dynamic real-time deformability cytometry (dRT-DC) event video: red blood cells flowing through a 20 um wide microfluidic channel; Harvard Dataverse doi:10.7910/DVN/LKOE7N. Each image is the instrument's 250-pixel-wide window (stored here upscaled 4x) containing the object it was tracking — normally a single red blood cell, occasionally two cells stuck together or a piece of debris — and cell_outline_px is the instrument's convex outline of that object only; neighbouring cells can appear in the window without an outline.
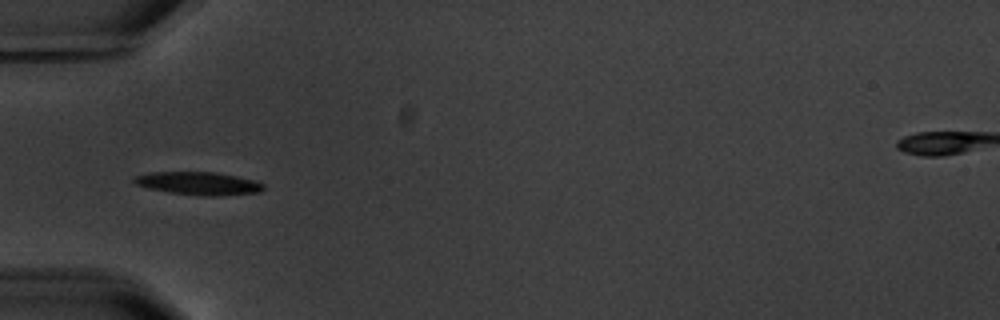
{"species": "common noctule bat (a hibernating species)", "species_latin": "Nyctalus noctula", "temperature_condition": "warm", "stored_images_in_passage": 7, "camera_frame_rate_fps": 3000, "um_per_image_px": 0.085, "animal": {"sex": "male", "body_mass_g": 20.1, "forearm_length_mm": 53.5}, "frame": {"image": 1, "passage_image": 7, "time_ms": 7.333, "image_size_px": [1000, 320], "cell_outline_px": [[264, 188], [260, 192], [220, 196], [200, 196], [172, 192], [148, 188], [136, 184], [132, 180], [136, 176], [152, 172], [216, 172], [256, 180], [264, 184]], "centroid_in_image_um": [16.93, 15.59], "position_along_channel_um": 68.1, "area_um2": 17.28}}